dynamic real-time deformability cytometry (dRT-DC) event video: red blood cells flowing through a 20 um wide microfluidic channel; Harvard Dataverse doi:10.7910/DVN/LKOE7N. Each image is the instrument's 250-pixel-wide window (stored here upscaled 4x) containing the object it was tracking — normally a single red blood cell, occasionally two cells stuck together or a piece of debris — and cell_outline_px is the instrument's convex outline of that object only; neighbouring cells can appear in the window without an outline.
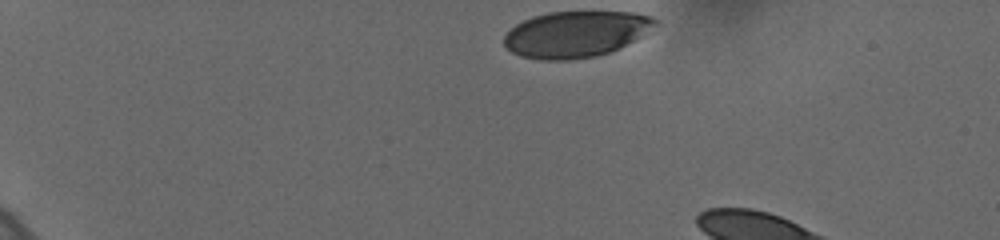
{"species": "human", "species_latin": "Homo sapiens", "temperature_condition": "cold", "stored_images_in_passage": 7, "camera_frame_rate_fps": 3000, "um_per_image_px": 0.085, "donor": {"sex": "female"}, "frame": {"image": 1, "passage_image": 1, "time_ms": 0.0, "image_size_px": [1000, 240], "cell_outline_px": [[656, 20], [636, 40], [612, 52], [596, 56], [572, 60], [540, 60], [520, 56], [512, 52], [504, 44], [504, 36], [516, 24], [524, 20], [548, 12], [636, 12], [652, 16]], "centroid_in_image_um": [48.91, 2.92], "position_along_channel_um": 36.1, "area_um2": 40.34}}